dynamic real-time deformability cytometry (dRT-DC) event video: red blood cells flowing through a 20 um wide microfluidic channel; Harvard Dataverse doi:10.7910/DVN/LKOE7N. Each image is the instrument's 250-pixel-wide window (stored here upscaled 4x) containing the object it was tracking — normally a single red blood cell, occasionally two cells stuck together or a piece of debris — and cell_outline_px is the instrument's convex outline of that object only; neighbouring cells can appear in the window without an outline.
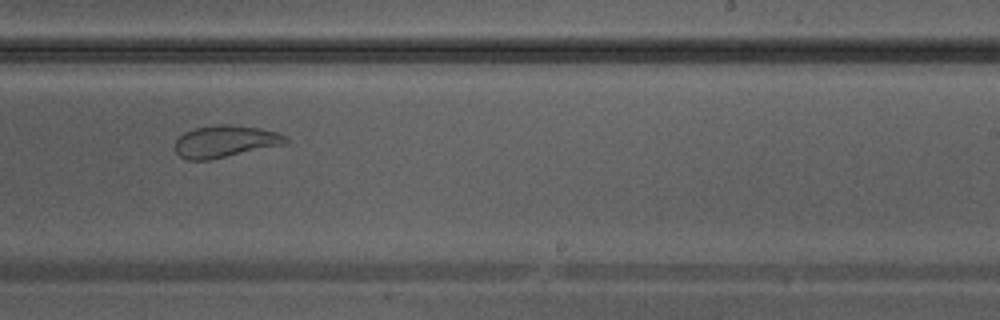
{"species": "Egyptian fruit bat (a non-hibernating species)", "species_latin": "Rousettus aegyptiacus", "temperature_condition": "warm", "stored_images_in_passage": 38, "camera_frame_rate_fps": 3000, "um_per_image_px": 0.085, "animal": {"sex": "male"}, "frame": {"image": 1, "passage_image": 22, "time_ms": 7.0, "image_size_px": [1000, 320], "cell_outline_px": [[288, 140], [284, 144], [208, 160], [188, 160], [180, 156], [176, 152], [176, 140], [184, 132], [196, 128], [216, 124], [232, 124], [260, 128], [276, 132], [288, 136]], "centroid_in_image_um": [19.14, 12.0], "position_along_channel_um": 269.9, "area_um2": 20.46}}
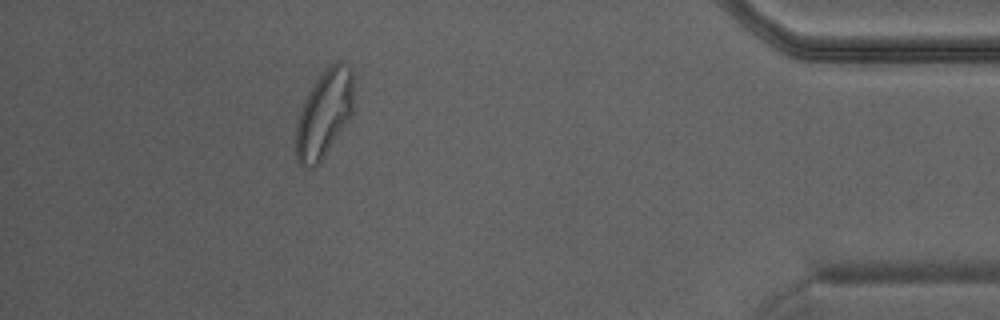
{"frame": {"image": 2, "passage_image": 33, "time_ms": 10.667, "image_size_px": [1000, 320], "cell_outline_px": [[356, 76], [352, 112], [320, 164], [316, 168], [308, 168], [300, 164], [296, 160], [296, 124], [300, 108], [308, 92], [320, 72], [328, 64], [336, 60], [340, 60]], "centroid_in_image_um": [27.56, 9.63], "position_along_channel_um": 407.6, "area_um2": 30.06}}